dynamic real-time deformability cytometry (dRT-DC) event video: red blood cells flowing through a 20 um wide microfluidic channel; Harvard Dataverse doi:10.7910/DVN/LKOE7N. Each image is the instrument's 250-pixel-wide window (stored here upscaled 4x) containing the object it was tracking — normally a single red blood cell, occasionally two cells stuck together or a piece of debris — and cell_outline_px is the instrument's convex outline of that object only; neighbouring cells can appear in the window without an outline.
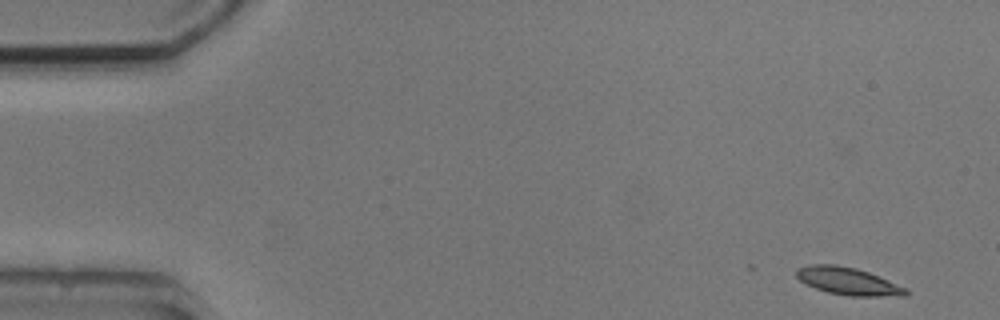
{"species": "common noctule bat (a hibernating species)", "species_latin": "Nyctalus noctula", "temperature_condition": "cold", "stored_images_in_passage": 5, "camera_frame_rate_fps": 3000, "um_per_image_px": 0.085, "animal": {"sex": "male", "body_mass_g": 20.5, "forearm_length_mm": 52.5}, "frame": {"image": 1, "passage_image": 1, "time_ms": 0.0, "image_size_px": [1000, 320], "cell_outline_px": [[908, 296], [848, 296], [828, 292], [816, 288], [800, 280], [796, 276], [796, 268], [812, 264], [836, 264], [856, 268], [868, 272], [908, 288]], "centroid_in_image_um": [72.11, 23.9], "position_along_channel_um": 12.9, "area_um2": 17.51}}
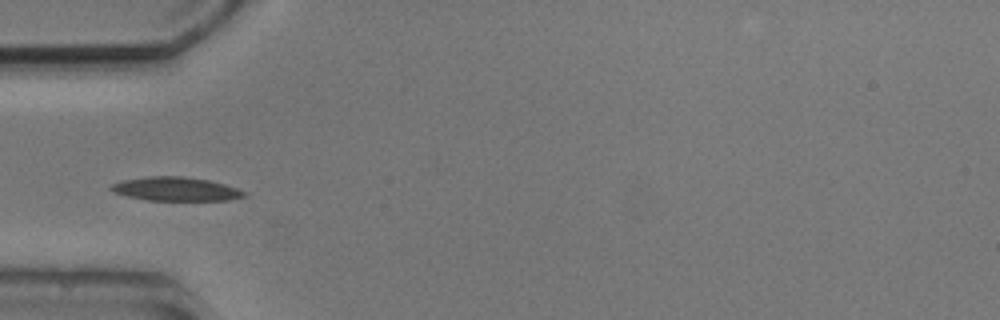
{"frame": {"image": 2, "passage_image": 5, "time_ms": 4.667, "image_size_px": [1000, 320], "cell_outline_px": [[248, 196], [228, 200], [148, 200], [128, 196], [112, 192], [108, 188], [112, 184], [124, 180], [148, 176], [184, 176], [208, 180], [224, 184], [248, 192]], "centroid_in_image_um": [14.96, 16.06], "position_along_channel_um": 70.0, "area_um2": 18.44}}